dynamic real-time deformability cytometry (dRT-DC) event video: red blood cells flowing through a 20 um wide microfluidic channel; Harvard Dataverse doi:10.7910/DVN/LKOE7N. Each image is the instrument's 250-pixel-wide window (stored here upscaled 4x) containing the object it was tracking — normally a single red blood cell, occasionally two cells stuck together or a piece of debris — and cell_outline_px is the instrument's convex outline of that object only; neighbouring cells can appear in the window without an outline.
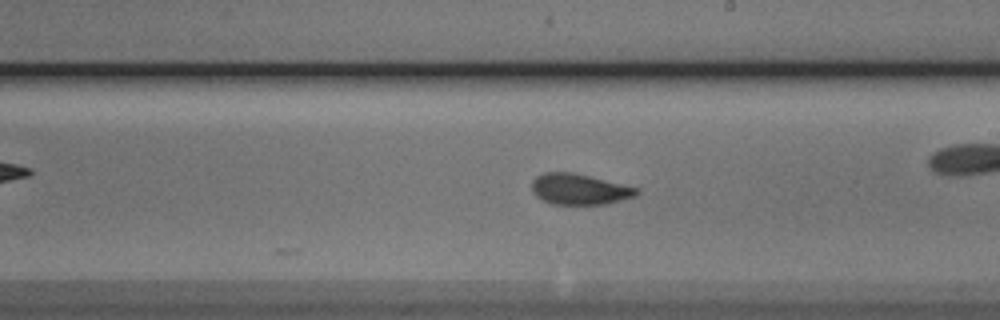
{"species": "Egyptian fruit bat (a non-hibernating species)", "species_latin": "Rousettus aegyptiacus", "temperature_condition": "cold", "stored_images_in_passage": 43, "camera_frame_rate_fps": 3000, "um_per_image_px": 0.085, "animal": {"sex": "male"}, "frame": {"image": 1, "passage_image": 19, "time_ms": 6.0, "image_size_px": [1000, 320], "cell_outline_px": [[640, 192], [636, 196], [608, 204], [552, 204], [536, 196], [532, 192], [532, 180], [536, 176], [544, 172], [572, 172], [640, 188]], "centroid_in_image_um": [49.27, 16.08], "position_along_channel_um": 239.7, "area_um2": 18.9}}
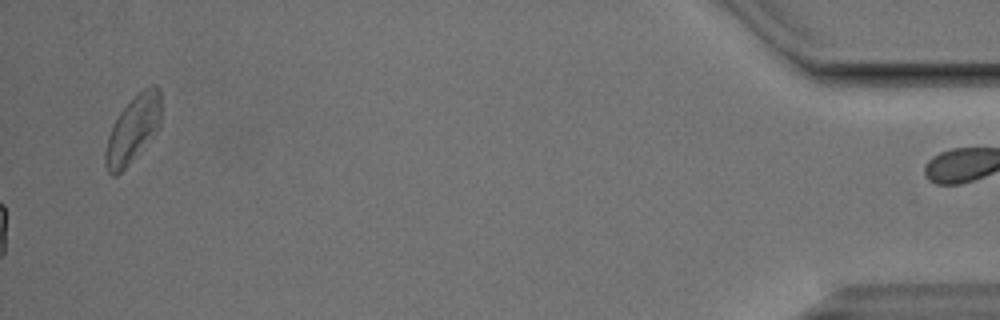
{"frame": {"image": 2, "passage_image": 43, "time_ms": 14.0, "image_size_px": [1000, 320], "cell_outline_px": [[160, 124], [128, 164], [116, 176], [112, 176], [108, 172], [104, 164], [104, 152], [108, 136], [112, 124], [120, 112], [144, 88], [152, 84], [156, 84], [160, 88]], "centroid_in_image_um": [11.26, 10.98], "position_along_channel_um": 423.9, "area_um2": 21.04}, "authors_computed_cell_mechanics": {"area_um2": 18.9006, "velocity_mm_per_s": 3.805, "shape_relaxation_time_tau1_ms": null, "shape_relaxation_time_tau2_ms": 0.9325, "deformation_change_tau1": null, "deformation_change_tau2": 0.0441}}